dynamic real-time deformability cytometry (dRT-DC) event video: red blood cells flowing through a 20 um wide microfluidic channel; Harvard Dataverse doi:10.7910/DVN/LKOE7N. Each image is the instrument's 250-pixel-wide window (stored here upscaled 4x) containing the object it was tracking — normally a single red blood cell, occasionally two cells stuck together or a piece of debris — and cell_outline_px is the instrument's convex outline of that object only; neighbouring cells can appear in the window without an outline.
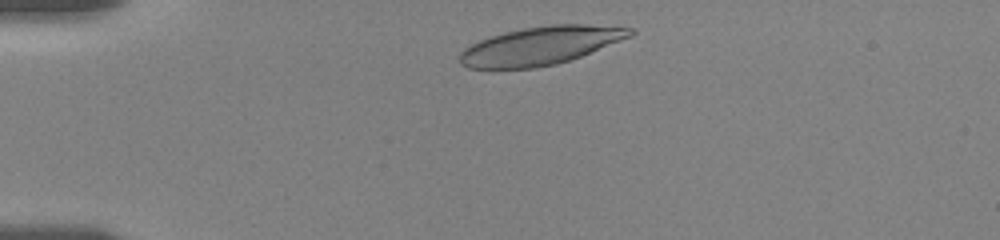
{"species": "human", "species_latin": "Homo sapiens", "temperature_condition": "room temperature", "stored_images_in_passage": 9, "camera_frame_rate_fps": 3000, "um_per_image_px": 0.085, "donor": {"sex": "female"}, "frame": {"image": 1, "passage_image": 2, "time_ms": 0.667, "image_size_px": [1000, 240], "cell_outline_px": [[636, 32], [632, 36], [580, 56], [556, 64], [532, 68], [468, 68], [460, 64], [460, 52], [464, 48], [480, 40], [504, 32], [524, 28], [548, 24], [584, 24], [636, 28]], "centroid_in_image_um": [45.96, 3.87], "position_along_channel_um": 39.0, "area_um2": 37.74}}
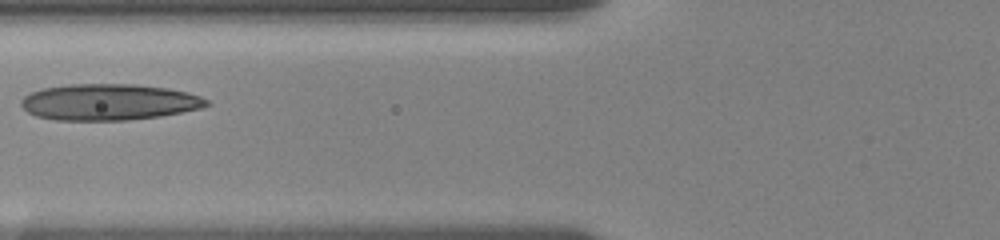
{"frame": {"image": 2, "passage_image": 7, "time_ms": 4.0, "image_size_px": [1000, 240], "cell_outline_px": [[212, 104], [200, 108], [160, 116], [128, 120], [56, 120], [36, 116], [28, 112], [20, 104], [20, 100], [24, 96], [32, 92], [44, 88], [68, 84], [136, 84], [168, 88], [188, 92], [200, 96], [208, 100]], "centroid_in_image_um": [9.26, 8.67], "position_along_channel_um": 116.5, "area_um2": 39.25}}
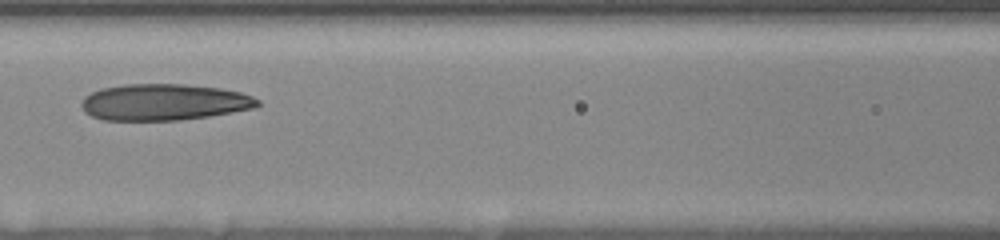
{"frame": {"image": 3, "passage_image": 8, "time_ms": 5.0, "image_size_px": [1000, 240], "cell_outline_px": [[260, 104], [256, 108], [208, 116], [176, 120], [104, 120], [92, 116], [84, 112], [80, 104], [84, 96], [100, 88], [124, 84], [184, 84], [220, 88], [240, 92], [252, 96], [260, 100]], "centroid_in_image_um": [13.92, 8.68], "position_along_channel_um": 152.7, "area_um2": 37.51}}